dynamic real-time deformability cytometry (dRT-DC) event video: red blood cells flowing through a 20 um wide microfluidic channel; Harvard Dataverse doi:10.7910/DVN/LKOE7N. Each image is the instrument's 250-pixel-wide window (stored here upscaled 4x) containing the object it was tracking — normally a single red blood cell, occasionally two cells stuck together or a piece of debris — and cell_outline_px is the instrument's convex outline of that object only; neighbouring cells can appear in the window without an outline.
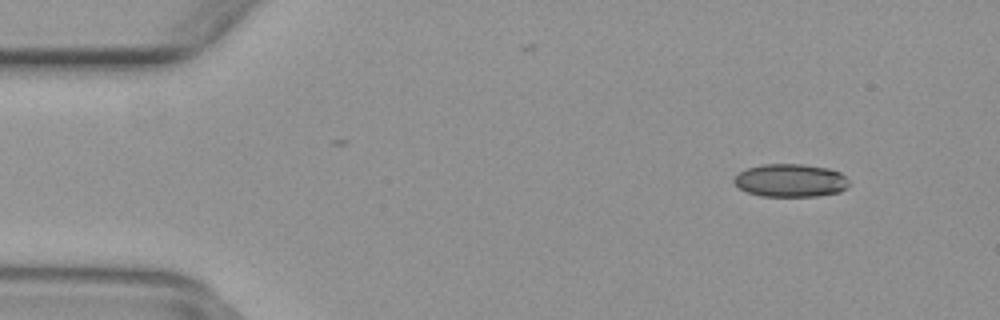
{"species": "common noctule bat (a hibernating species)", "species_latin": "Nyctalus noctula", "temperature_condition": "warm", "stored_images_in_passage": 49, "camera_frame_rate_fps": 3000, "um_per_image_px": 0.085, "animal": {"sex": "female", "body_mass_g": 29.2, "forearm_length_mm": 56.3}, "frame": {"image": 1, "passage_image": 5, "time_ms": 1.333, "image_size_px": [1000, 320], "cell_outline_px": [[848, 188], [840, 192], [816, 196], [760, 196], [748, 192], [740, 188], [732, 180], [740, 172], [748, 168], [764, 164], [804, 164], [828, 168], [840, 172], [848, 180]], "centroid_in_image_um": [67.22, 15.34], "position_along_channel_um": 17.8, "area_um2": 22.08}}
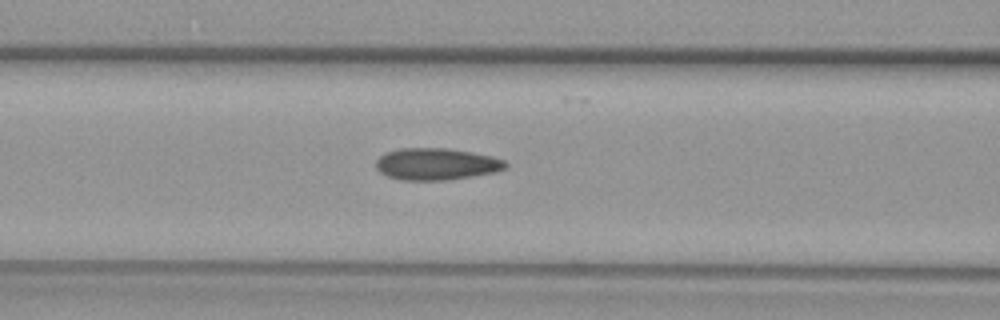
{"frame": {"image": 2, "passage_image": 20, "time_ms": 6.333, "image_size_px": [1000, 320], "cell_outline_px": [[508, 164], [504, 168], [496, 172], [448, 180], [400, 180], [388, 176], [380, 172], [376, 168], [376, 160], [380, 156], [388, 152], [400, 148], [448, 148], [472, 152], [492, 156], [504, 160]], "centroid_in_image_um": [37.09, 13.94], "position_along_channel_um": 129.5, "area_um2": 24.04}}
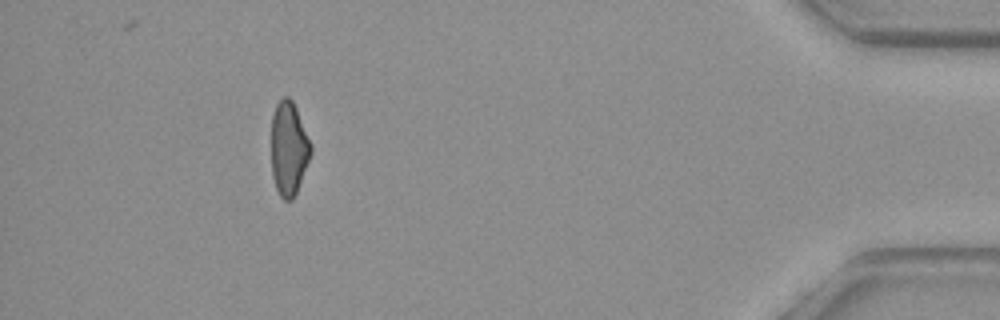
{"frame": {"image": 3, "passage_image": 45, "time_ms": 14.667, "image_size_px": [1000, 320], "cell_outline_px": [[312, 152], [296, 192], [292, 200], [284, 200], [280, 196], [276, 188], [272, 176], [272, 116], [276, 104], [284, 96], [288, 96], [292, 100], [296, 108], [312, 144]], "centroid_in_image_um": [24.55, 12.61], "position_along_channel_um": 410.7, "area_um2": 21.5}}